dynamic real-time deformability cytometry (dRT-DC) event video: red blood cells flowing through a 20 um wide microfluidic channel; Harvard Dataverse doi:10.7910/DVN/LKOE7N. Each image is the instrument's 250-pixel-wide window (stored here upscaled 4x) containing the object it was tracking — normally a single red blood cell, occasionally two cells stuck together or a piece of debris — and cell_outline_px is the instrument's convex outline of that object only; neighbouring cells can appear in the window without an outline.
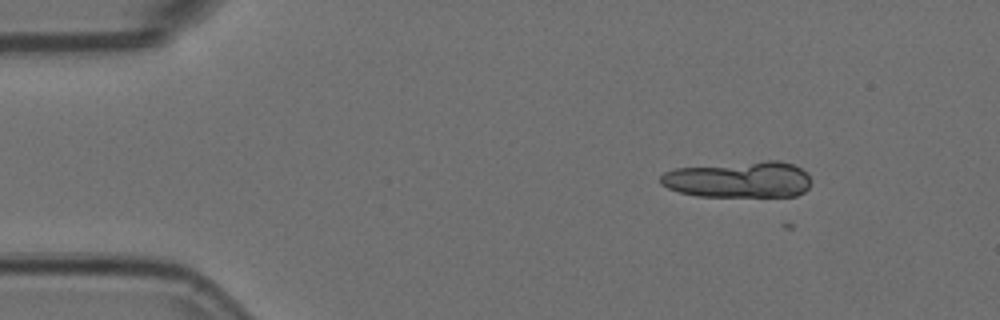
{"species": "Egyptian fruit bat (a non-hibernating species)", "species_latin": "Rousettus aegyptiacus", "temperature_condition": "room temperature", "stored_images_in_passage": 35, "camera_frame_rate_fps": 3000, "um_per_image_px": 0.085, "animal": {"sex": "female"}, "frame": {"image": 1, "passage_image": 2, "time_ms": 0.333, "image_size_px": [1000, 320], "cell_outline_px": [[812, 180], [808, 188], [804, 192], [796, 196], [696, 196], [680, 192], [668, 188], [660, 184], [660, 176], [664, 172], [676, 168], [764, 160], [780, 160], [792, 164], [800, 168]], "centroid_in_image_um": [62.8, 15.26], "position_along_channel_um": 22.2, "area_um2": 32.02}}